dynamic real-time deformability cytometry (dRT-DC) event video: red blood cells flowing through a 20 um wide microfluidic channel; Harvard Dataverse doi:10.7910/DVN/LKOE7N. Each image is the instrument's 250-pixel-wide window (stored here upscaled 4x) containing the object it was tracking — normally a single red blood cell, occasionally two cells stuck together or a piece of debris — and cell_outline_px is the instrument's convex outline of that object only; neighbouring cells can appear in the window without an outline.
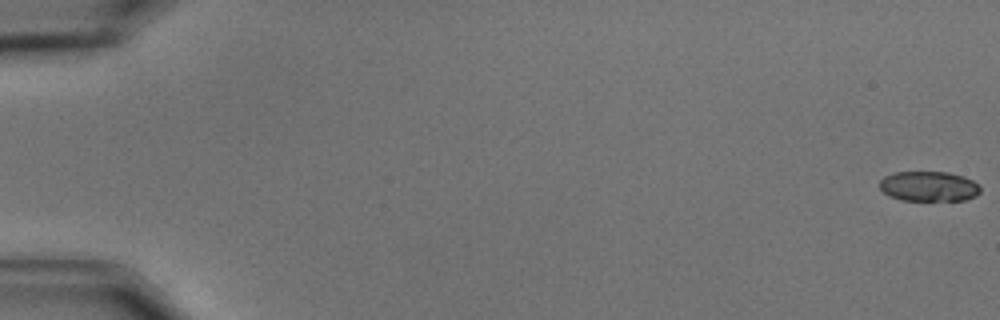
{"species": "common noctule bat (a hibernating species)", "species_latin": "Nyctalus noctula", "temperature_condition": "cold", "stored_images_in_passage": 57, "camera_frame_rate_fps": 3000, "um_per_image_px": 0.085, "animal": {"sex": "male", "body_mass_g": 15.6}, "frame": {"image": 1, "passage_image": 1, "time_ms": 0.0, "image_size_px": [1000, 320], "cell_outline_px": [[980, 192], [976, 196], [964, 200], [904, 200], [888, 196], [880, 188], [880, 180], [884, 176], [896, 172], [948, 172], [964, 176], [980, 184]], "centroid_in_image_um": [78.97, 15.83], "position_along_channel_um": 6.0, "area_um2": 17.69}}
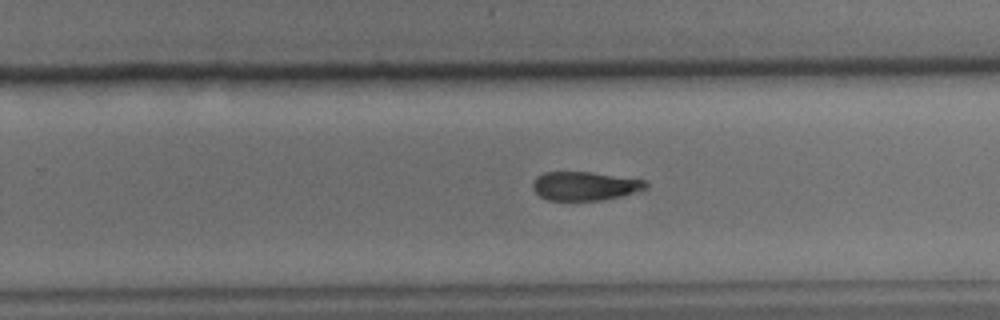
{"frame": {"image": 2, "passage_image": 38, "time_ms": 12.333, "image_size_px": [1000, 320], "cell_outline_px": [[648, 188], [624, 196], [600, 200], [548, 200], [540, 196], [532, 188], [532, 180], [536, 176], [544, 172], [592, 172], [644, 180], [648, 184]], "centroid_in_image_um": [49.7, 15.81], "position_along_channel_um": 280.1, "area_um2": 19.07}}
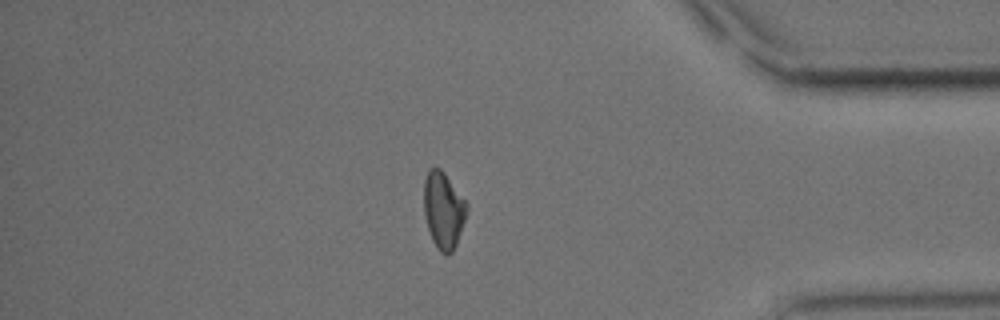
{"frame": {"image": 3, "passage_image": 50, "time_ms": 16.333, "image_size_px": [1000, 320], "cell_outline_px": [[468, 208], [456, 244], [452, 252], [448, 256], [440, 252], [436, 248], [432, 240], [424, 216], [424, 180], [428, 172], [432, 168], [440, 168], [444, 172], [468, 204]], "centroid_in_image_um": [37.68, 17.89], "position_along_channel_um": 397.5, "area_um2": 19.02}}